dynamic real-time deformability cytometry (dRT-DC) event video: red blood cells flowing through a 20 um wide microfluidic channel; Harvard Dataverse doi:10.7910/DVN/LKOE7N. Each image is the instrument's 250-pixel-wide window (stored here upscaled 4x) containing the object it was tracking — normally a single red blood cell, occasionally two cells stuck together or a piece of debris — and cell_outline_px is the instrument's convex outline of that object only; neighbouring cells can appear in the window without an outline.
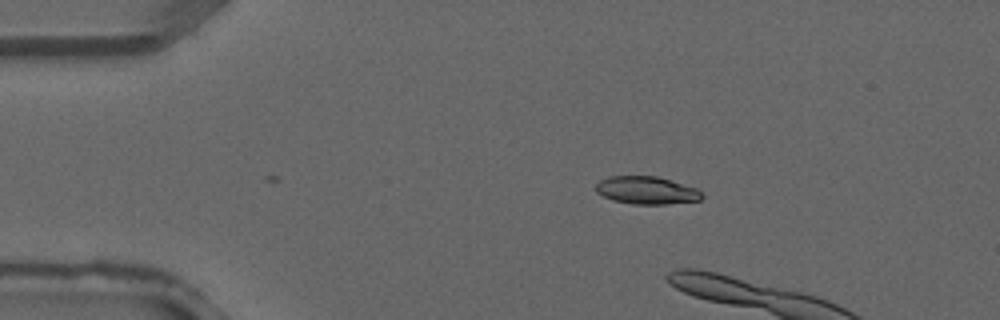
{"species": "common noctule bat (a hibernating species)", "species_latin": "Nyctalus noctula", "temperature_condition": "warm", "stored_images_in_passage": 2, "camera_frame_rate_fps": 3000, "um_per_image_px": 0.085, "animal": {"sex": "male", "forearm_length_mm": 52.5}, "frame": {"image": 1, "passage_image": 2, "time_ms": 0.333, "image_size_px": [1000, 320], "cell_outline_px": [[704, 196], [700, 200], [664, 204], [632, 204], [612, 200], [596, 192], [596, 184], [600, 180], [608, 176], [656, 176], [696, 188]], "centroid_in_image_um": [54.93, 16.18], "position_along_channel_um": 30.1, "area_um2": 16.99}}